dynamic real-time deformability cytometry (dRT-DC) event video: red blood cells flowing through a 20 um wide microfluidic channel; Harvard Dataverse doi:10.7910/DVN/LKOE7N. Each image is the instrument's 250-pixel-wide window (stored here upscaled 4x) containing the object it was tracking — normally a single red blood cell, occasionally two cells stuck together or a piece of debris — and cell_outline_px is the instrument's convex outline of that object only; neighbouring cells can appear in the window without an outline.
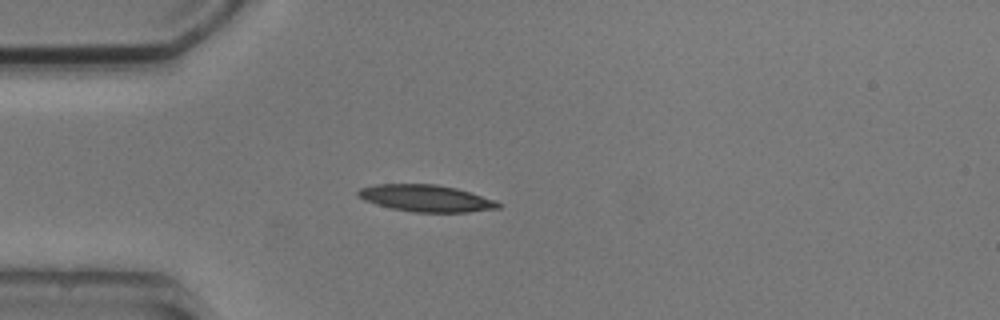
{"species": "common noctule bat (a hibernating species)", "species_latin": "Nyctalus noctula", "temperature_condition": "cold", "stored_images_in_passage": 3, "camera_frame_rate_fps": 3000, "um_per_image_px": 0.085, "animal": {"sex": "male", "body_mass_g": 20.5, "forearm_length_mm": 52.5}, "frame": {"image": 1, "passage_image": 1, "time_ms": 0.0, "image_size_px": [1000, 320], "cell_outline_px": [[500, 208], [468, 212], [412, 212], [392, 208], [376, 204], [364, 200], [356, 196], [356, 192], [360, 188], [376, 184], [436, 184], [456, 188], [496, 200], [500, 204]], "centroid_in_image_um": [36.19, 16.85], "position_along_channel_um": 48.8, "area_um2": 21.91}}